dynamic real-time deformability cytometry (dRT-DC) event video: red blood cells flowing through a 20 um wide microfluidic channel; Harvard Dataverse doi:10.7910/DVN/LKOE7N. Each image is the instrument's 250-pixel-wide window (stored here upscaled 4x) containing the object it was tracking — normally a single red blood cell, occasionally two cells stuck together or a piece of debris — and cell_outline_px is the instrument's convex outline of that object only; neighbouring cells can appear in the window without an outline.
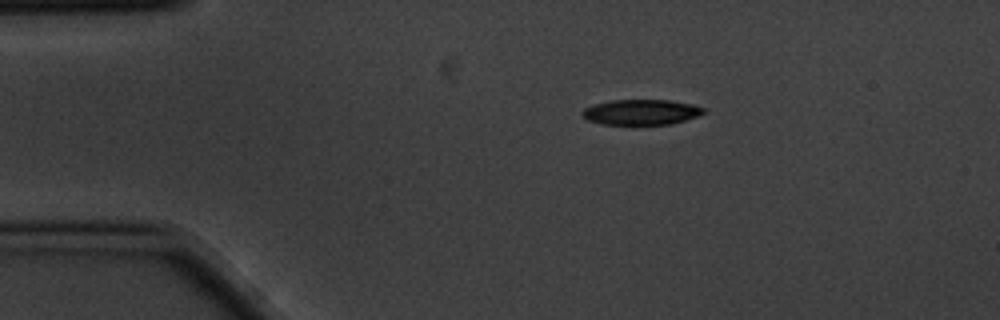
{"species": "common noctule bat (a hibernating species)", "species_latin": "Nyctalus noctula", "temperature_condition": "cold", "stored_images_in_passage": 3, "camera_frame_rate_fps": 3000, "um_per_image_px": 0.085, "animal": {"sex": "male", "body_mass_g": 20.1, "forearm_length_mm": 53.5}, "frame": {"image": 1, "passage_image": 2, "time_ms": 0.333, "image_size_px": [1000, 320], "cell_outline_px": [[708, 112], [672, 124], [632, 128], [600, 124], [588, 120], [580, 112], [584, 108], [592, 104], [612, 100], [668, 100], [692, 104], [704, 108]], "centroid_in_image_um": [54.46, 9.58], "position_along_channel_um": 30.5, "area_um2": 18.96}}